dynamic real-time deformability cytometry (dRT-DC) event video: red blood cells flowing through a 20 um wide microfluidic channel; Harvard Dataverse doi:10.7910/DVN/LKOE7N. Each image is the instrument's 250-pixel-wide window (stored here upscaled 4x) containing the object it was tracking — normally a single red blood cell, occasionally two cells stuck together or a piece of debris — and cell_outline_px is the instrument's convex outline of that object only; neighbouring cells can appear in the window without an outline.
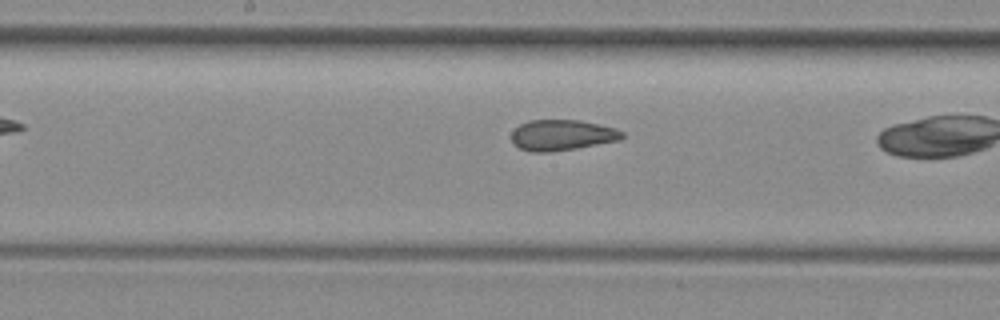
{"species": "common noctule bat (a hibernating species)", "species_latin": "Nyctalus noctula", "temperature_condition": "room temperature", "stored_images_in_passage": 18, "camera_frame_rate_fps": 3000, "um_per_image_px": 0.085, "animal": {"sex": "female", "body_mass_g": 29.2, "forearm_length_mm": 56.3}, "frame": {"image": 1, "passage_image": 8, "time_ms": 2.333, "image_size_px": [1000, 320], "cell_outline_px": [[624, 136], [620, 140], [576, 148], [548, 152], [532, 152], [520, 148], [512, 144], [512, 132], [520, 124], [528, 120], [580, 120], [600, 124], [616, 128], [624, 132]], "centroid_in_image_um": [47.78, 11.48], "position_along_channel_um": 200.4, "area_um2": 19.88}}
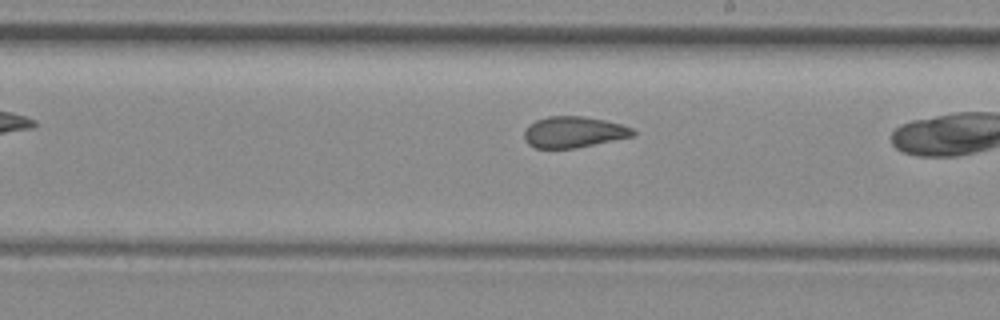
{"frame": {"image": 2, "passage_image": 11, "time_ms": 3.333, "image_size_px": [1000, 320], "cell_outline_px": [[636, 136], [572, 148], [536, 148], [528, 144], [524, 140], [524, 132], [528, 124], [536, 120], [548, 116], [584, 116], [604, 120], [620, 124], [632, 128], [636, 132]], "centroid_in_image_um": [48.75, 11.22], "position_along_channel_um": 240.3, "area_um2": 19.71}}